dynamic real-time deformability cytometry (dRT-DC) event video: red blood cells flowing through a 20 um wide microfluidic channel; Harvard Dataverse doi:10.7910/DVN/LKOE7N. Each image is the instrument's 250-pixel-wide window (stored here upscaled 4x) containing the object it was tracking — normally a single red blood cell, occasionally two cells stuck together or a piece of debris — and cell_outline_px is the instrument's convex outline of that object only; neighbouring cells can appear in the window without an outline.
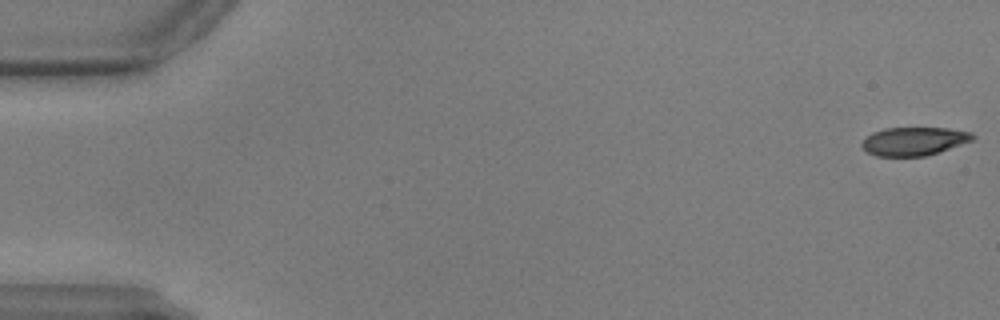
{"species": "common noctule bat (a hibernating species)", "species_latin": "Nyctalus noctula", "temperature_condition": "warm", "stored_images_in_passage": 60, "camera_frame_rate_fps": 3000, "um_per_image_px": 0.085, "animal": {"sex": "male", "body_mass_g": 17.9, "forearm_length_mm": 54.2}, "frame": {"image": 1, "passage_image": 1, "time_ms": 0.0, "image_size_px": [1000, 320], "cell_outline_px": [[976, 136], [972, 140], [924, 156], [876, 156], [868, 152], [860, 144], [872, 132], [884, 128], [948, 128], [972, 132]], "centroid_in_image_um": [77.67, 11.99], "position_along_channel_um": 7.3, "area_um2": 18.03}}
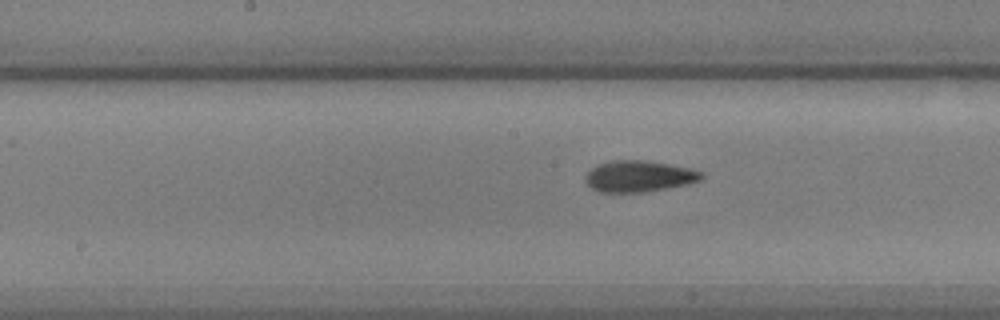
{"frame": {"image": 2, "passage_image": 30, "time_ms": 9.667, "image_size_px": [1000, 320], "cell_outline_px": [[704, 180], [688, 184], [644, 192], [600, 192], [592, 188], [584, 180], [588, 172], [592, 168], [600, 164], [612, 160], [644, 160], [692, 168], [700, 172], [704, 176]], "centroid_in_image_um": [54.35, 14.98], "position_along_channel_um": 193.9, "area_um2": 21.1}}
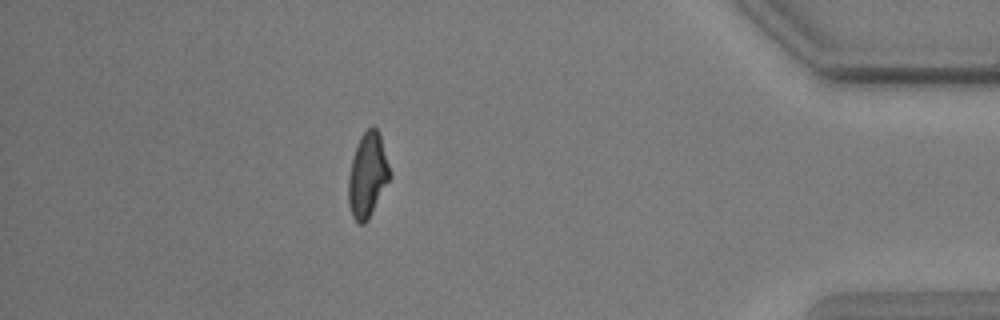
{"frame": {"image": 3, "passage_image": 52, "time_ms": 17.0, "image_size_px": [1000, 320], "cell_outline_px": [[392, 176], [368, 220], [364, 224], [360, 224], [352, 216], [348, 204], [348, 176], [356, 144], [360, 136], [372, 124], [380, 132]], "centroid_in_image_um": [31.25, 14.87], "position_along_channel_um": 403.9, "area_um2": 20.69}}